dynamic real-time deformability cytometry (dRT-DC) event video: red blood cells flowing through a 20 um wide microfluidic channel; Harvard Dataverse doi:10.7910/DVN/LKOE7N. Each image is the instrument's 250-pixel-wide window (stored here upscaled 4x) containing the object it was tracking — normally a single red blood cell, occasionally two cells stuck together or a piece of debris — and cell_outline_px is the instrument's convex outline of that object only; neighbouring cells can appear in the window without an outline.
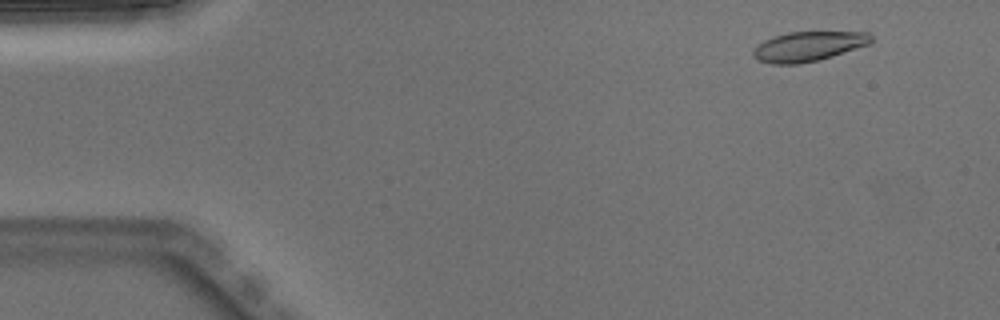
{"species": "Egyptian fruit bat (a non-hibernating species)", "species_latin": "Rousettus aegyptiacus", "temperature_condition": "warm", "stored_images_in_passage": 6, "camera_frame_rate_fps": 3000, "um_per_image_px": 0.085, "animal": {"sex": "male"}, "frame": {"image": 1, "passage_image": 2, "time_ms": 0.333, "image_size_px": [1000, 320], "cell_outline_px": [[872, 40], [868, 44], [820, 60], [796, 64], [772, 64], [756, 60], [752, 56], [752, 52], [764, 40], [788, 32], [868, 32], [872, 36]], "centroid_in_image_um": [68.69, 3.95], "position_along_channel_um": 16.3, "area_um2": 20.23}}
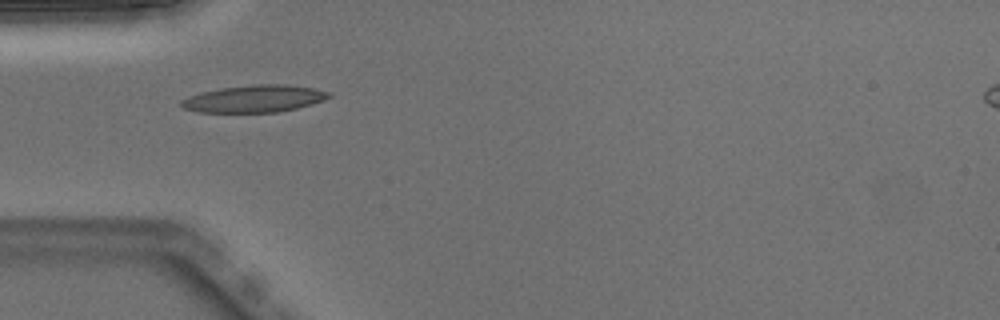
{"frame": {"image": 2, "passage_image": 5, "time_ms": 1.333, "image_size_px": [1000, 320], "cell_outline_px": [[332, 96], [324, 100], [312, 104], [296, 108], [276, 112], [196, 112], [184, 108], [180, 104], [180, 100], [188, 96], [200, 92], [220, 88], [256, 84], [284, 84], [312, 88], [332, 92]], "centroid_in_image_um": [21.61, 8.39], "position_along_channel_um": 63.4, "area_um2": 23.41}}